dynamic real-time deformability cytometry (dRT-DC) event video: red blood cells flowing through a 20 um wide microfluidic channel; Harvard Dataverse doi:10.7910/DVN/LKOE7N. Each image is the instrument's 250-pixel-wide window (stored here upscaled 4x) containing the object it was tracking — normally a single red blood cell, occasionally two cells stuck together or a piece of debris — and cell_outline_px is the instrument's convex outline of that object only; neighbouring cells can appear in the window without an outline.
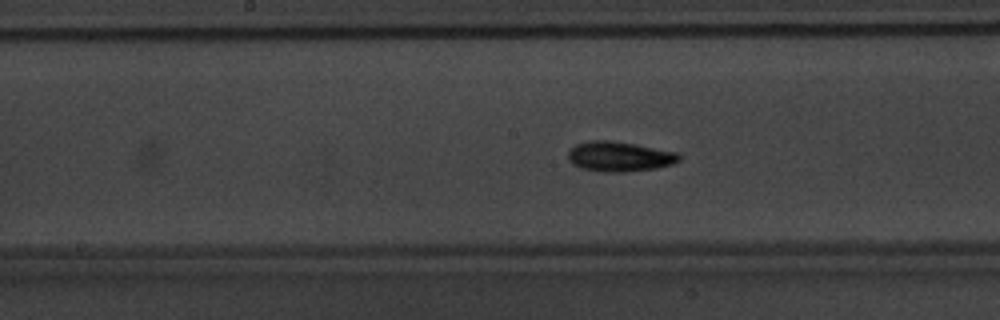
{"species": "common noctule bat (a hibernating species)", "species_latin": "Nyctalus noctula", "temperature_condition": "warm", "stored_images_in_passage": 53, "camera_frame_rate_fps": 3000, "um_per_image_px": 0.085, "animal": {"sex": "male", "body_mass_g": 20.1, "forearm_length_mm": 53.5}, "frame": {"image": 1, "passage_image": 27, "time_ms": 8.667, "image_size_px": [1000, 320], "cell_outline_px": [[680, 160], [672, 164], [656, 168], [624, 172], [604, 172], [580, 168], [572, 164], [568, 160], [568, 152], [576, 144], [592, 140], [608, 140], [636, 144], [680, 152]], "centroid_in_image_um": [52.67, 13.3], "position_along_channel_um": 195.5, "area_um2": 19.54}}
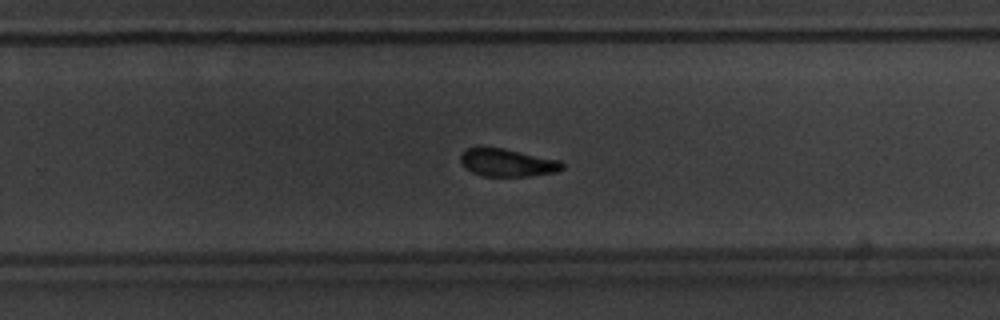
{"frame": {"image": 2, "passage_image": 34, "time_ms": 11.0, "image_size_px": [1000, 320], "cell_outline_px": [[564, 168], [556, 172], [528, 176], [484, 176], [472, 172], [460, 160], [460, 156], [468, 148], [504, 148], [560, 160], [564, 164]], "centroid_in_image_um": [43.19, 13.83], "position_along_channel_um": 286.6, "area_um2": 16.18}}
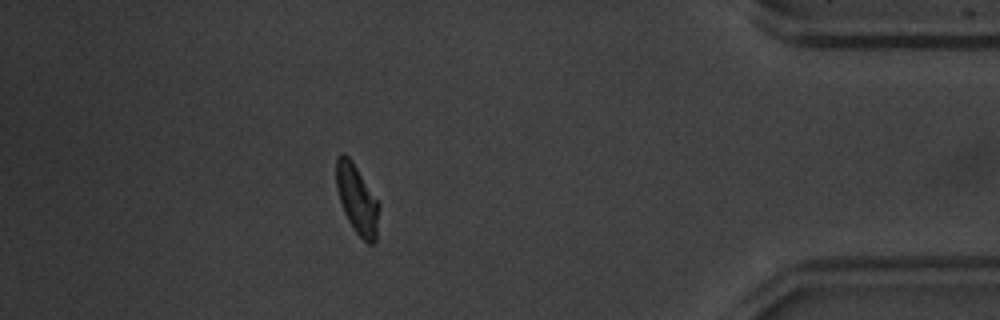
{"frame": {"image": 3, "passage_image": 46, "time_ms": 15.0, "image_size_px": [1000, 320], "cell_outline_px": [[380, 208], [376, 240], [372, 244], [368, 244], [356, 232], [348, 220], [344, 212], [336, 188], [336, 156], [340, 152], [344, 152], [352, 160], [380, 204]], "centroid_in_image_um": [30.35, 16.91], "position_along_channel_um": 404.9, "area_um2": 17.34}}